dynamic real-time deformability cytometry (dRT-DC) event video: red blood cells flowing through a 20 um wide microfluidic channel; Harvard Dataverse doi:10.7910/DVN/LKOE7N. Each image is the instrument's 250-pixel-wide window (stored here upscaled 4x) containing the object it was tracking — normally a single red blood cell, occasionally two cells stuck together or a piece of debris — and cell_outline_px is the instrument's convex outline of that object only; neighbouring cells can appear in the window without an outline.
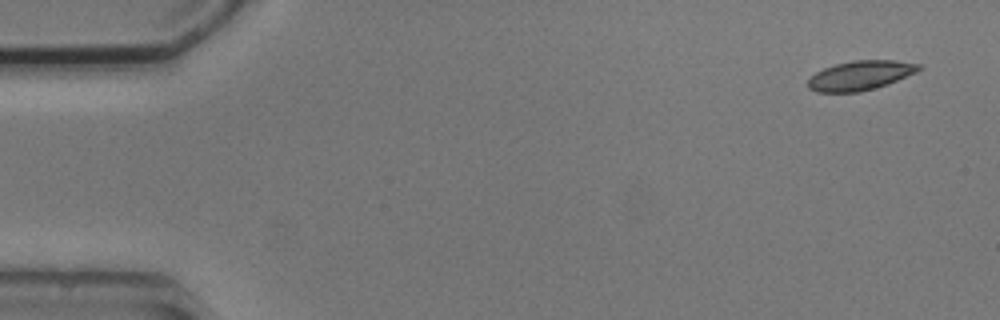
{"species": "common noctule bat (a hibernating species)", "species_latin": "Nyctalus noctula", "temperature_condition": "cold", "stored_images_in_passage": 6, "camera_frame_rate_fps": 3000, "um_per_image_px": 0.085, "animal": {"sex": "male", "body_mass_g": 20.5, "forearm_length_mm": 52.5}, "frame": {"image": 1, "passage_image": 1, "time_ms": 0.0, "image_size_px": [1000, 320], "cell_outline_px": [[924, 68], [916, 72], [888, 84], [876, 88], [860, 92], [816, 92], [808, 88], [808, 80], [816, 72], [824, 68], [836, 64], [852, 60], [896, 60], [920, 64]], "centroid_in_image_um": [73.15, 6.41], "position_along_channel_um": 11.9, "area_um2": 19.07}}
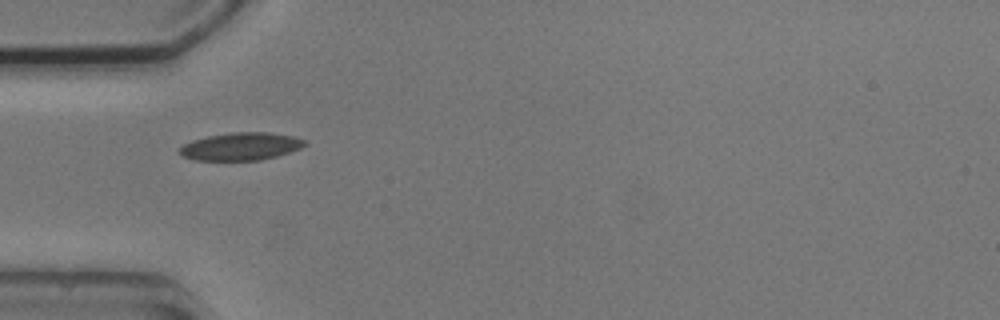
{"frame": {"image": 2, "passage_image": 5, "time_ms": 4.667, "image_size_px": [1000, 320], "cell_outline_px": [[308, 144], [300, 148], [276, 156], [260, 160], [192, 160], [176, 152], [184, 144], [192, 140], [208, 136], [232, 132], [268, 132], [296, 136], [304, 140]], "centroid_in_image_um": [20.47, 12.44], "position_along_channel_um": 64.5, "area_um2": 20.23}}